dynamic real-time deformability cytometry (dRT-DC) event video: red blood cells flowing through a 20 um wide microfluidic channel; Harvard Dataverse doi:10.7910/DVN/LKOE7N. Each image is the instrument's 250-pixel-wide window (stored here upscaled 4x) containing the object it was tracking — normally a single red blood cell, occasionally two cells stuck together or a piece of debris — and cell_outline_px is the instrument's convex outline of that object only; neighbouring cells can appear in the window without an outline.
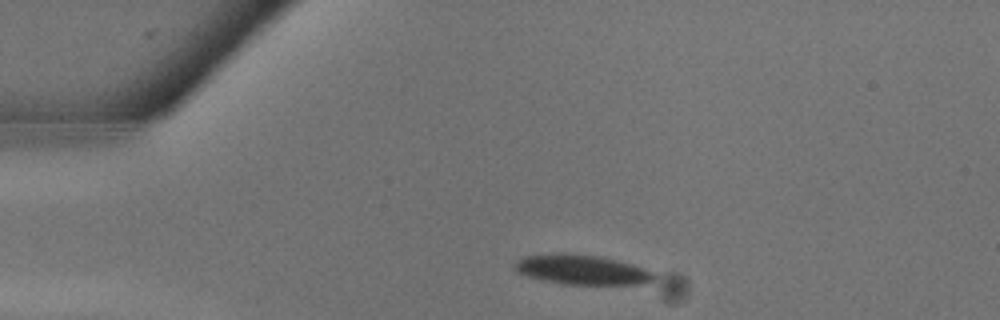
{"species": "common noctule bat (a hibernating species)", "species_latin": "Nyctalus noctula", "temperature_condition": "warm", "stored_images_in_passage": 17, "camera_frame_rate_fps": 3000, "um_per_image_px": 0.085, "animal": {"sex": "male", "body_mass_g": 13.3}, "frame": {"image": 1, "passage_image": 1, "time_ms": 0.0, "image_size_px": [1000, 320], "cell_outline_px": [[656, 276], [652, 280], [644, 284], [564, 284], [544, 280], [528, 276], [516, 272], [512, 268], [512, 264], [516, 260], [524, 256], [552, 252], [568, 252], [600, 256], [632, 264], [644, 268], [652, 272]], "centroid_in_image_um": [49.38, 22.89], "position_along_channel_um": 35.6, "area_um2": 24.51}}
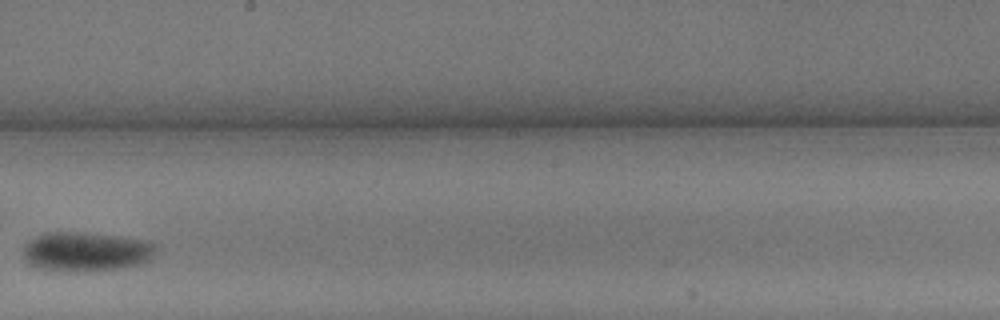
{"frame": {"image": 2, "passage_image": 11, "time_ms": 3.333, "image_size_px": [1000, 320], "cell_outline_px": [[156, 248], [148, 260], [136, 264], [116, 268], [48, 268], [32, 264], [24, 256], [24, 244], [28, 240], [44, 232], [88, 232], [144, 240], [156, 244]], "centroid_in_image_um": [7.32, 21.3], "position_along_channel_um": 240.9, "area_um2": 28.78}}
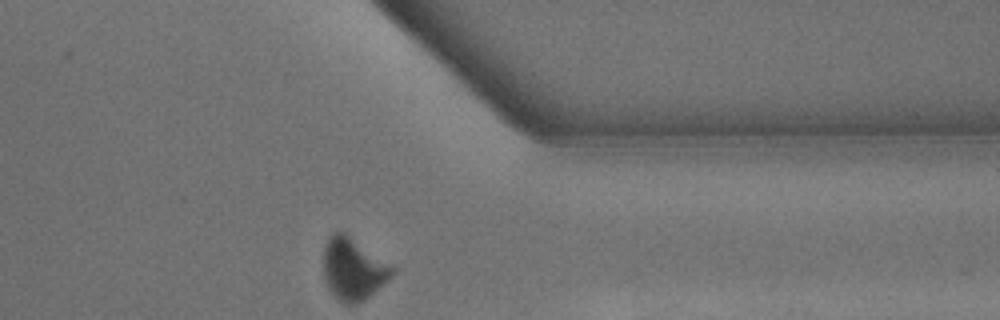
{"frame": {"image": 3, "passage_image": 17, "time_ms": 5.333, "image_size_px": [1000, 320], "cell_outline_px": [[392, 276], [384, 284], [364, 300], [356, 304], [352, 304], [340, 300], [328, 288], [324, 280], [324, 244], [328, 236], [332, 232], [344, 232], [392, 264]], "centroid_in_image_um": [30.01, 22.83], "position_along_channel_um": 381.4, "area_um2": 24.68}}